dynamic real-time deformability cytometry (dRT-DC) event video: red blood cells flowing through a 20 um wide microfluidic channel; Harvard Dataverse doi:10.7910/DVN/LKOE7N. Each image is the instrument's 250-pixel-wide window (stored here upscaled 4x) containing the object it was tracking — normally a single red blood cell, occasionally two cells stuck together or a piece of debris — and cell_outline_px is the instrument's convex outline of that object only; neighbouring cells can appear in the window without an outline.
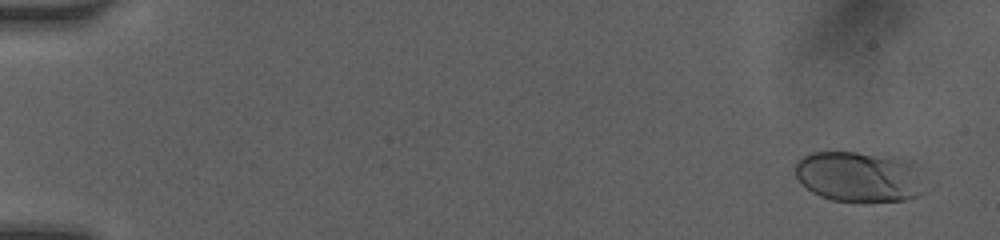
{"species": "human", "species_latin": "Homo sapiens", "temperature_condition": "room temperature", "stored_images_in_passage": 43, "camera_frame_rate_fps": 3000, "um_per_image_px": 0.085, "donor": {"sex": "female"}, "frame": {"image": 1, "passage_image": 3, "time_ms": 0.667, "image_size_px": [1000, 240], "cell_outline_px": [[928, 188], [924, 192], [916, 196], [904, 200], [832, 200], [820, 196], [812, 192], [796, 176], [796, 160], [812, 152], [856, 152], [892, 160], [900, 164]], "centroid_in_image_um": [72.82, 15.06], "position_along_channel_um": 12.2, "area_um2": 35.66}}
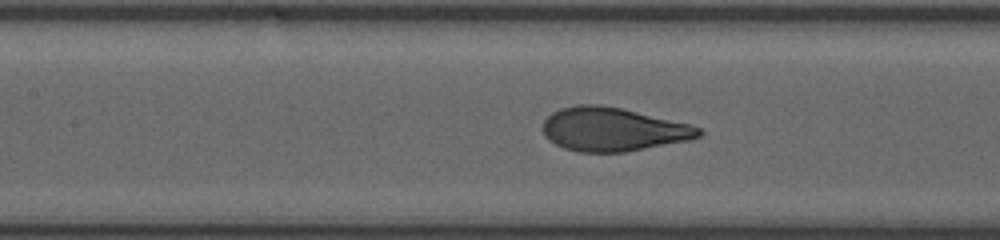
{"frame": {"image": 2, "passage_image": 26, "time_ms": 8.0, "image_size_px": [1000, 240], "cell_outline_px": [[704, 132], [700, 136], [688, 140], [624, 152], [580, 152], [564, 148], [556, 144], [544, 136], [544, 120], [552, 112], [560, 108], [576, 104], [600, 104], [620, 108], [692, 124], [700, 128]], "centroid_in_image_um": [52.1, 10.98], "position_along_channel_um": 155.3, "area_um2": 39.54}}
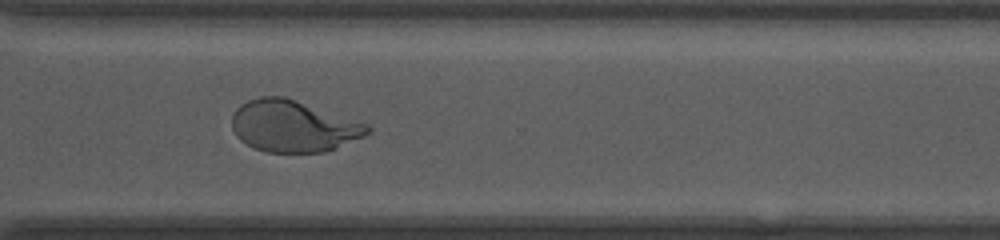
{"frame": {"image": 3, "passage_image": 42, "time_ms": 12.667, "image_size_px": [1000, 240], "cell_outline_px": [[372, 132], [364, 136], [324, 152], [268, 152], [252, 148], [240, 140], [236, 136], [232, 128], [232, 116], [236, 108], [240, 104], [248, 100], [260, 96], [284, 96], [368, 124], [372, 128]], "centroid_in_image_um": [24.9, 10.72], "position_along_channel_um": 345.7, "area_um2": 40.75}}